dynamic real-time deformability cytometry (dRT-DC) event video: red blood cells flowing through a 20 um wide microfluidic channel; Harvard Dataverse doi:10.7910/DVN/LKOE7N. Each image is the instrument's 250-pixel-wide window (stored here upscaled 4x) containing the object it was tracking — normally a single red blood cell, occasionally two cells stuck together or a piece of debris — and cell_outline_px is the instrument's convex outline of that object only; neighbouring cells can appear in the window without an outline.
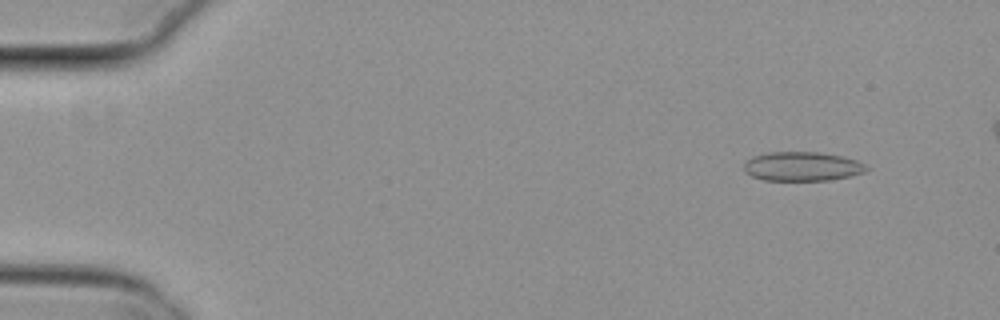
{"species": "common noctule bat (a hibernating species)", "species_latin": "Nyctalus noctula", "temperature_condition": "cold", "stored_images_in_passage": 19, "camera_frame_rate_fps": 3000, "um_per_image_px": 0.085, "animal": {"sex": "female", "body_mass_g": 29.2, "forearm_length_mm": 56.3}, "frame": {"image": 1, "passage_image": 4, "time_ms": 1.0, "image_size_px": [1000, 320], "cell_outline_px": [[868, 168], [864, 172], [848, 176], [828, 180], [764, 180], [752, 176], [744, 168], [744, 164], [752, 156], [768, 152], [820, 152], [840, 156], [856, 160], [864, 164]], "centroid_in_image_um": [68.17, 14.14], "position_along_channel_um": 16.8, "area_um2": 20.52}}